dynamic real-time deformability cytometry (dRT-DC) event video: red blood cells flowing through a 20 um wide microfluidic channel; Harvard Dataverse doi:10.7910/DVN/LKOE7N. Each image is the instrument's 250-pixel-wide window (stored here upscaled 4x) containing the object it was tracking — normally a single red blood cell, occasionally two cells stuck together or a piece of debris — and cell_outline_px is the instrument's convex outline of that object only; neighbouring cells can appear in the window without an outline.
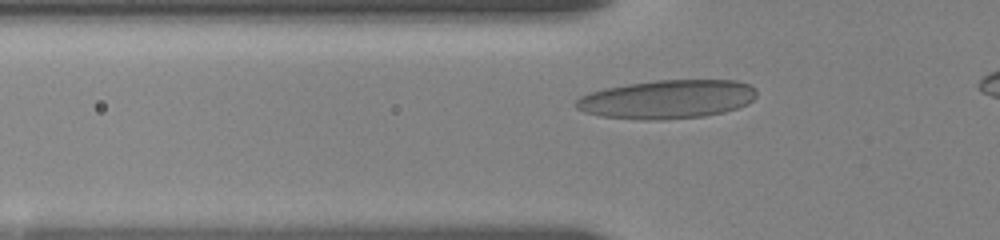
{"species": "human", "species_latin": "Homo sapiens", "temperature_condition": "room temperature", "stored_images_in_passage": 44, "camera_frame_rate_fps": 3000, "um_per_image_px": 0.085, "donor": {"sex": "female"}, "frame": {"image": 1, "passage_image": 13, "time_ms": 4.0, "image_size_px": [1000, 240], "cell_outline_px": [[756, 96], [748, 104], [724, 112], [704, 116], [660, 120], [644, 120], [600, 116], [584, 112], [576, 108], [572, 104], [580, 96], [588, 92], [604, 88], [628, 84], [656, 80], [736, 80], [748, 84], [756, 88]], "centroid_in_image_um": [56.68, 8.44], "position_along_channel_um": 69.1, "area_um2": 41.04}}
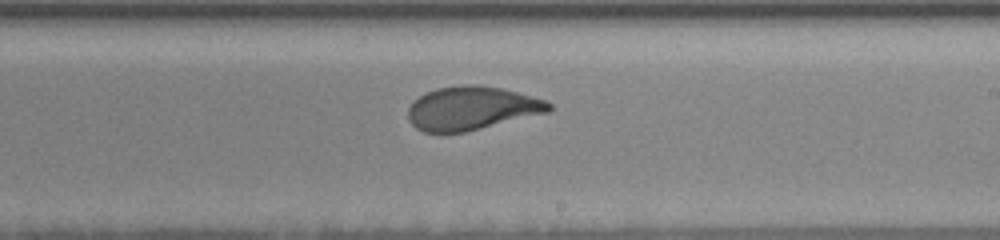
{"frame": {"image": 2, "passage_image": 28, "time_ms": 9.0, "image_size_px": [1000, 240], "cell_outline_px": [[552, 108], [548, 112], [464, 132], [424, 132], [416, 128], [408, 120], [408, 108], [420, 96], [436, 88], [464, 84], [476, 84], [500, 88], [516, 92], [544, 100], [552, 104]], "centroid_in_image_um": [40.07, 9.19], "position_along_channel_um": 248.9, "area_um2": 35.26}}
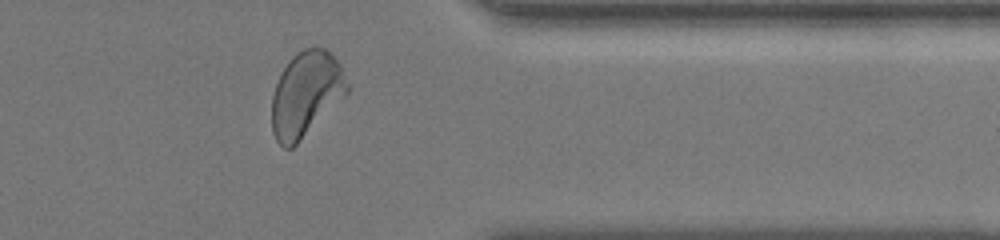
{"frame": {"image": 3, "passage_image": 40, "time_ms": 13.0, "image_size_px": [1000, 240], "cell_outline_px": [[348, 92], [292, 148], [284, 148], [276, 140], [272, 132], [272, 96], [280, 72], [288, 60], [296, 52], [304, 48], [324, 48], [340, 64], [348, 84]], "centroid_in_image_um": [25.97, 7.98], "position_along_channel_um": 385.4, "area_um2": 36.88}}